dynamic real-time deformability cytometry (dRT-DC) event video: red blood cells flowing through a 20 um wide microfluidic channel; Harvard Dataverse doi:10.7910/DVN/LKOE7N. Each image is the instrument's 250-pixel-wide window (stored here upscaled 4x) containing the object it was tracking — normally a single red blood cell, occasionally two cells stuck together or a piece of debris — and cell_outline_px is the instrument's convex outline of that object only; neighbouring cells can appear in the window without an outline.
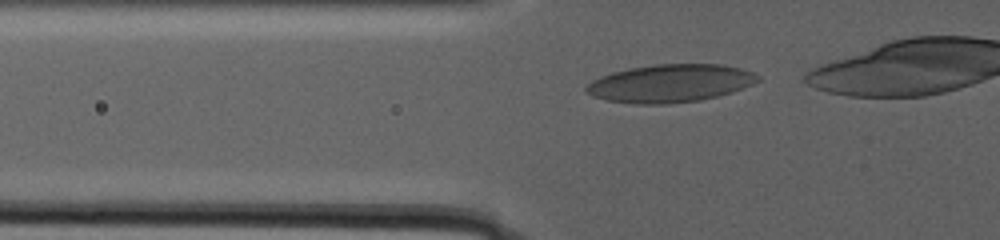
{"species": "human", "species_latin": "Homo sapiens", "temperature_condition": "warm", "stored_images_in_passage": 18, "camera_frame_rate_fps": 3000, "um_per_image_px": 0.085, "donor": {"sex": "male"}, "frame": {"image": 1, "passage_image": 3, "time_ms": 0.333, "image_size_px": [1000, 240], "cell_outline_px": [[760, 80], [752, 84], [732, 92], [700, 100], [664, 104], [636, 104], [604, 100], [592, 96], [584, 88], [592, 80], [600, 76], [612, 72], [628, 68], [652, 64], [724, 64], [740, 68], [752, 72], [760, 76]], "centroid_in_image_um": [56.95, 7.07], "position_along_channel_um": 68.9, "area_um2": 38.03}}
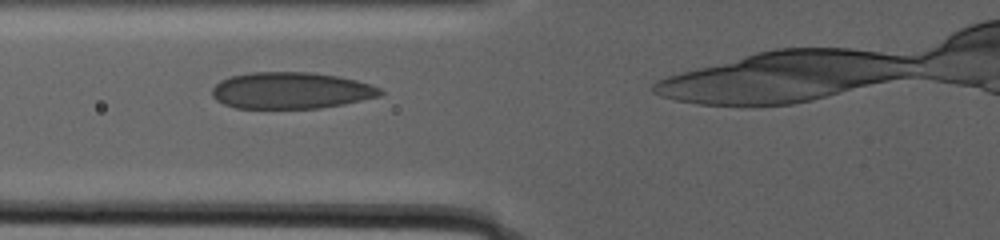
{"frame": {"image": 2, "passage_image": 17, "time_ms": 2.333, "image_size_px": [1000, 240], "cell_outline_px": [[384, 92], [380, 96], [344, 104], [320, 108], [236, 108], [224, 104], [216, 100], [212, 96], [212, 88], [220, 80], [232, 76], [252, 72], [312, 72], [336, 76], [356, 80], [380, 88]], "centroid_in_image_um": [24.72, 7.69], "position_along_channel_um": 101.1, "area_um2": 35.78}}